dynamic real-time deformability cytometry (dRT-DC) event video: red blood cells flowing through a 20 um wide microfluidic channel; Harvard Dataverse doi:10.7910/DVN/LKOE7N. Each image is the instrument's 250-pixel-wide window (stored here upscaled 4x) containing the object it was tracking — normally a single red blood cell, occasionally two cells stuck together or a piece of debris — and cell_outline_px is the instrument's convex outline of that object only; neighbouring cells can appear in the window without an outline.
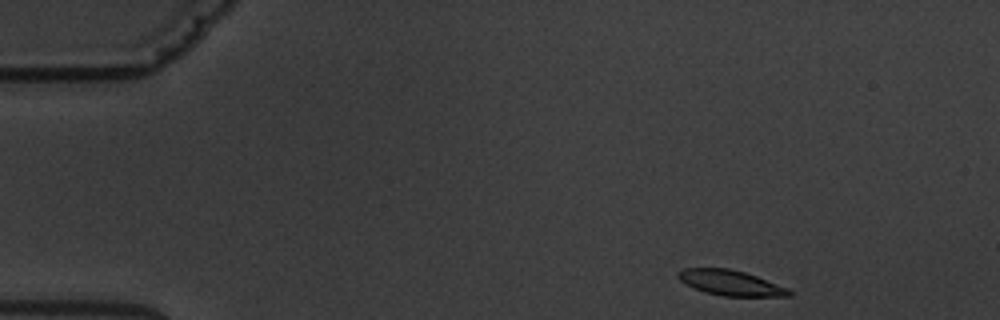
{"species": "common noctule bat (a hibernating species)", "species_latin": "Nyctalus noctula", "temperature_condition": "warm", "stored_images_in_passage": 4, "camera_frame_rate_fps": 3000, "um_per_image_px": 0.085, "animal": {"sex": "male", "body_mass_g": 19.5, "forearm_length_mm": 54.6}, "frame": {"image": 1, "passage_image": 1, "time_ms": 0.0, "image_size_px": [1000, 320], "cell_outline_px": [[792, 296], [724, 296], [704, 292], [680, 280], [676, 276], [676, 272], [684, 268], [728, 268], [744, 272], [756, 276], [788, 288], [792, 292]], "centroid_in_image_um": [62.09, 24.04], "position_along_channel_um": 22.9, "area_um2": 16.18}}
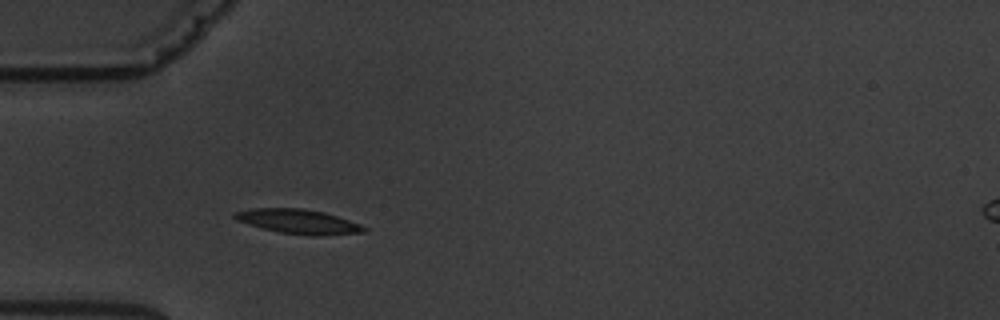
{"frame": {"image": 2, "passage_image": 3, "time_ms": 3.333, "image_size_px": [1000, 320], "cell_outline_px": [[368, 232], [324, 236], [312, 236], [280, 232], [248, 224], [236, 220], [232, 216], [236, 212], [252, 208], [304, 208], [324, 212], [360, 224], [368, 228]], "centroid_in_image_um": [25.42, 18.84], "position_along_channel_um": 59.6, "area_um2": 18.5}}